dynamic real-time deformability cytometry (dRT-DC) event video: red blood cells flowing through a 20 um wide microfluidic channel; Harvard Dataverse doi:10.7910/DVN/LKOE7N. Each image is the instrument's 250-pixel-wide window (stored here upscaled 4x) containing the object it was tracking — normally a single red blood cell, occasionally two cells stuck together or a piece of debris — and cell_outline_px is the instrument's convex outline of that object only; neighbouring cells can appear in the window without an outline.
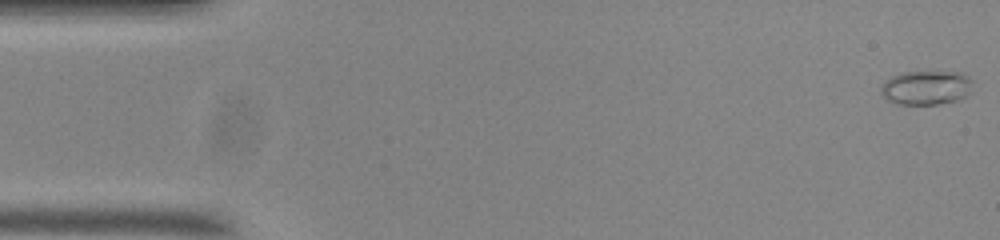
{"species": "common noctule bat (a hibernating species)", "species_latin": "Nyctalus noctula", "temperature_condition": "room temperature", "stored_images_in_passage": 50, "camera_frame_rate_fps": 3000, "um_per_image_px": 0.085, "animal": {"sex": "male", "body_mass_g": 20.0, "forearm_length_mm": 53.3}, "frame": {"image": 1, "passage_image": 1, "time_ms": 0.0, "image_size_px": [1000, 240], "cell_outline_px": [[972, 80], [968, 92], [964, 96], [956, 100], [936, 104], [896, 104], [888, 100], [880, 92], [880, 88], [892, 76], [900, 72], [960, 72], [968, 76]], "centroid_in_image_um": [78.7, 7.44], "position_along_channel_um": 6.3, "area_um2": 17.98}}
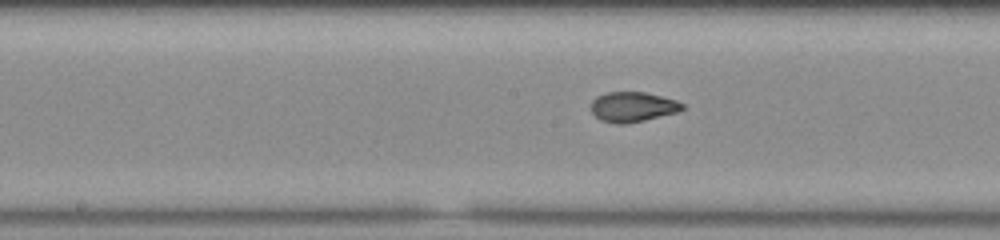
{"frame": {"image": 2, "passage_image": 27, "time_ms": 8.667, "image_size_px": [1000, 240], "cell_outline_px": [[684, 108], [676, 112], [644, 120], [624, 124], [616, 124], [600, 120], [592, 112], [592, 100], [596, 96], [604, 92], [644, 92], [676, 100], [684, 104]], "centroid_in_image_um": [53.75, 9.08], "position_along_channel_um": 194.5, "area_um2": 15.84}}
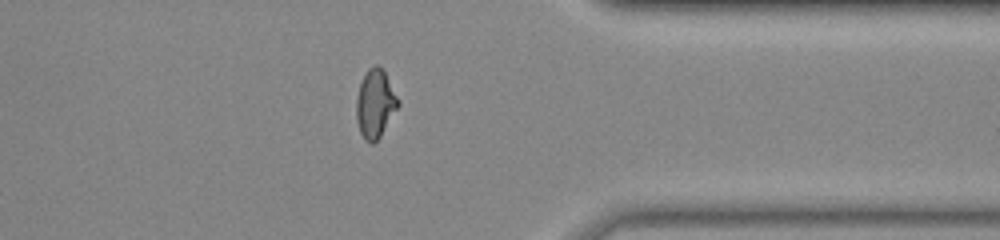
{"frame": {"image": 3, "passage_image": 43, "time_ms": 14.0, "image_size_px": [1000, 240], "cell_outline_px": [[400, 104], [380, 136], [372, 144], [364, 140], [360, 132], [356, 120], [356, 100], [360, 84], [368, 68], [376, 64], [384, 72], [400, 100]], "centroid_in_image_um": [31.89, 8.83], "position_along_channel_um": 379.5, "area_um2": 16.47}, "authors_computed_cell_mechanics": {"area_um2": 16.2418, "velocity_mm_per_s": 3.708, "shape_relaxation_time_tau1_ms": 6.0499, "shape_relaxation_time_tau2_ms": 0.8311, "deformation_change_tau1": 0.224, "deformation_change_tau2": 0.0567}}